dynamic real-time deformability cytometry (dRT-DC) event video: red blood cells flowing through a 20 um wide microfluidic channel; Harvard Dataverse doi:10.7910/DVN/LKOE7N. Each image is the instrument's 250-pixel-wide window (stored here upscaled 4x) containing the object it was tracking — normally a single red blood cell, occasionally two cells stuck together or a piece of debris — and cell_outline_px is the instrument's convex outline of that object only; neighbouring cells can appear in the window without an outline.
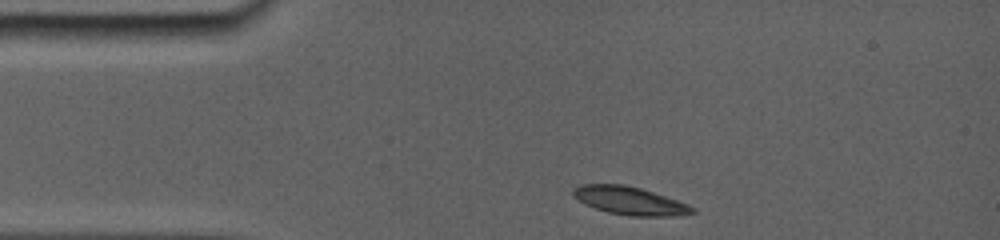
{"species": "common noctule bat (a hibernating species)", "species_latin": "Nyctalus noctula", "temperature_condition": "room temperature", "stored_images_in_passage": 27, "camera_frame_rate_fps": 5000, "um_per_image_px": 0.085, "animal": {"sex": "female", "body_mass_g": 19.0, "forearm_length_mm": 56.7}, "frame": {"image": 1, "passage_image": 1, "time_ms": 0.0, "image_size_px": [1000, 240], "cell_outline_px": [[696, 212], [676, 216], [628, 216], [608, 212], [584, 204], [572, 196], [572, 188], [580, 184], [624, 184], [640, 188], [688, 204], [696, 208]], "centroid_in_image_um": [53.5, 17.06], "position_along_channel_um": 31.5, "area_um2": 19.54}}
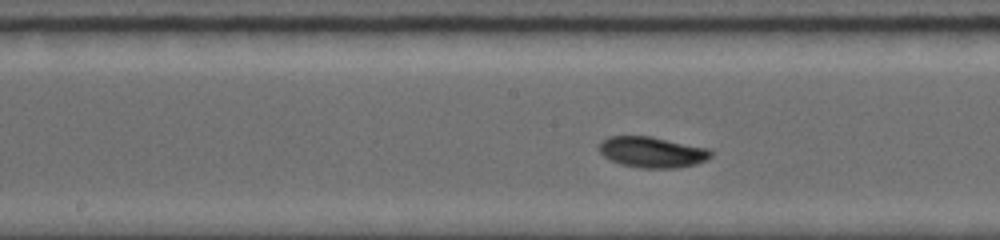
{"frame": {"image": 2, "passage_image": 12, "time_ms": 5.2, "image_size_px": [1000, 240], "cell_outline_px": [[712, 156], [696, 164], [676, 168], [640, 168], [624, 164], [612, 160], [604, 156], [600, 152], [600, 144], [604, 140], [612, 136], [648, 136], [708, 148], [712, 152]], "centroid_in_image_um": [55.46, 12.94], "position_along_channel_um": 192.7, "area_um2": 19.65}}
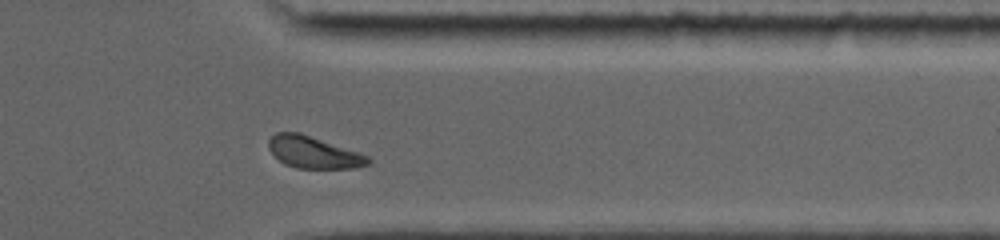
{"frame": {"image": 3, "passage_image": 23, "time_ms": 10.2, "image_size_px": [1000, 240], "cell_outline_px": [[372, 160], [368, 164], [352, 168], [296, 168], [284, 164], [268, 148], [268, 140], [276, 132], [300, 132], [368, 156]], "centroid_in_image_um": [26.62, 12.94], "position_along_channel_um": 384.8, "area_um2": 18.21}, "authors_computed_cell_mechanics": {"area_um2": 19.3052, "velocity_mm_per_s": 3.8209, "shape_relaxation_time_tau1_ms": 2.1029, "shape_relaxation_time_tau2_ms": null, "deformation_change_tau1": 0.1268, "deformation_change_tau2": null}}